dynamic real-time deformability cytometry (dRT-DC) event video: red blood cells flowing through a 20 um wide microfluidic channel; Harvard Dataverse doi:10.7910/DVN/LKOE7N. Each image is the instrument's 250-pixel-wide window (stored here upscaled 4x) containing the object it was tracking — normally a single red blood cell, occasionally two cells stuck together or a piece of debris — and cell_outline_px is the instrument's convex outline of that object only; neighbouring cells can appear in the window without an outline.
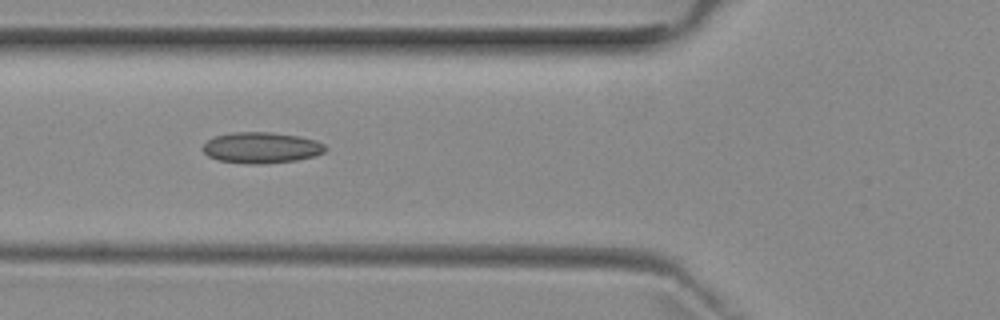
{"species": "common noctule bat (a hibernating species)", "species_latin": "Nyctalus noctula", "temperature_condition": "room temperature", "stored_images_in_passage": 4, "camera_frame_rate_fps": 3000, "um_per_image_px": 0.085, "animal": {"sex": "female", "body_mass_g": 29.2, "forearm_length_mm": 56.3}, "frame": {"image": 1, "passage_image": 3, "time_ms": 2.333, "image_size_px": [1000, 320], "cell_outline_px": [[328, 148], [324, 152], [316, 156], [296, 160], [260, 164], [248, 164], [220, 160], [208, 156], [204, 152], [204, 144], [208, 140], [216, 136], [232, 132], [268, 132], [300, 136], [316, 140], [324, 144]], "centroid_in_image_um": [22.26, 12.55], "position_along_channel_um": 103.5, "area_um2": 22.08}}
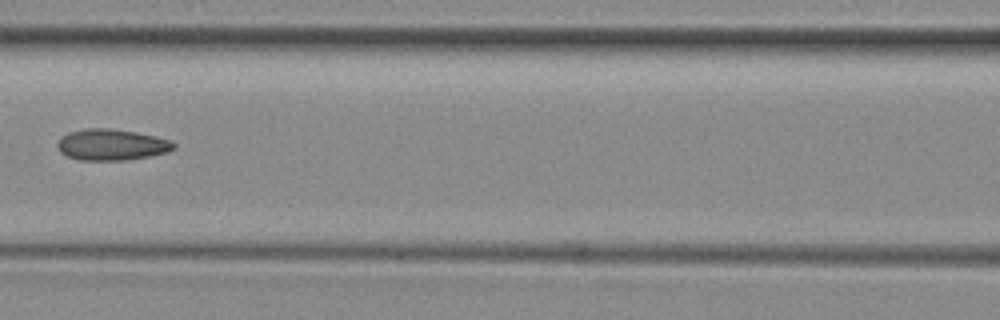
{"frame": {"image": 2, "passage_image": 4, "time_ms": 3.667, "image_size_px": [1000, 320], "cell_outline_px": [[176, 148], [168, 152], [148, 156], [124, 160], [80, 160], [68, 156], [60, 152], [56, 144], [60, 136], [68, 132], [84, 128], [112, 128], [136, 132], [156, 136], [172, 140], [176, 144]], "centroid_in_image_um": [9.48, 12.28], "position_along_channel_um": 157.1, "area_um2": 21.39}}